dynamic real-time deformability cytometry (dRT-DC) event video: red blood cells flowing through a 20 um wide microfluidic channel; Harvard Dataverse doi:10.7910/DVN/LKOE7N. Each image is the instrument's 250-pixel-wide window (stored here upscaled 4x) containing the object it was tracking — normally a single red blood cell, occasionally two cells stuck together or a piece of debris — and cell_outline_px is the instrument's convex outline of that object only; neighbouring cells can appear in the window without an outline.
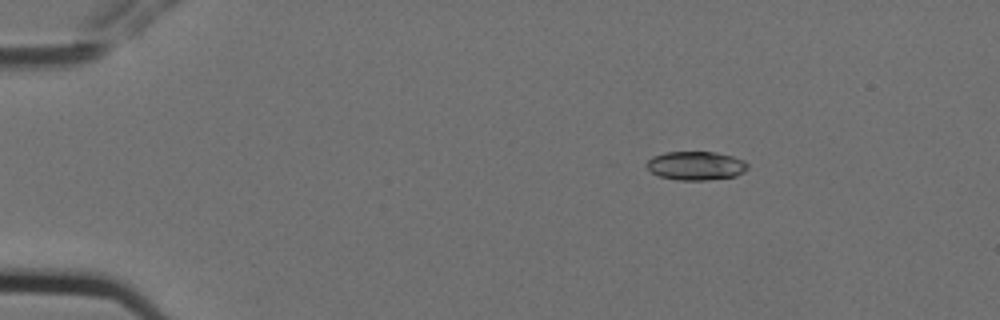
{"species": "Egyptian fruit bat (a non-hibernating species)", "species_latin": "Rousettus aegyptiacus", "temperature_condition": "cold", "stored_images_in_passage": 4, "camera_frame_rate_fps": 3000, "um_per_image_px": 0.085, "animal": {"sex": "female"}, "frame": {"image": 1, "passage_image": 3, "time_ms": 0.667, "image_size_px": [1000, 320], "cell_outline_px": [[748, 168], [744, 172], [736, 176], [708, 180], [676, 180], [660, 176], [652, 172], [644, 164], [652, 156], [664, 152], [716, 152], [732, 156], [744, 160], [748, 164]], "centroid_in_image_um": [59.15, 14.08], "position_along_channel_um": 25.8, "area_um2": 17.05}}